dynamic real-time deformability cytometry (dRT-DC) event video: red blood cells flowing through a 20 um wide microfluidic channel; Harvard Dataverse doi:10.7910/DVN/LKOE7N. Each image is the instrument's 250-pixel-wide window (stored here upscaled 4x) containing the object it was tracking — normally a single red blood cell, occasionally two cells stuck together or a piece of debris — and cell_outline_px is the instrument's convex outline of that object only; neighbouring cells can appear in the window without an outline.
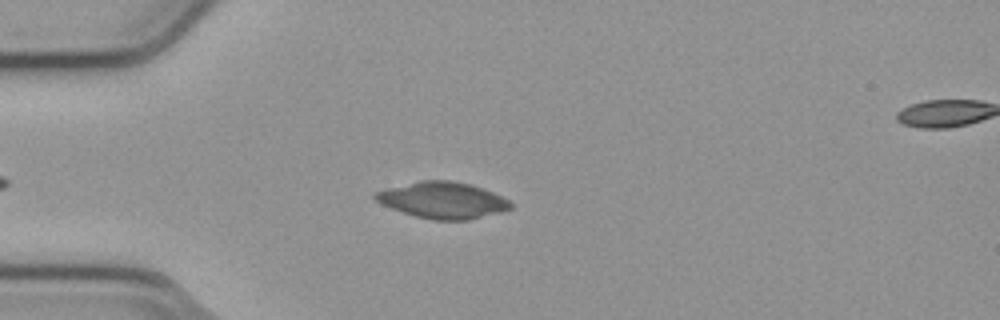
{"species": "common noctule bat (a hibernating species)", "species_latin": "Nyctalus noctula", "temperature_condition": "cold", "stored_images_in_passage": 42, "camera_frame_rate_fps": 3000, "um_per_image_px": 0.085, "animal": {"sex": "male", "body_mass_g": 23.1, "forearm_length_mm": 52.7}, "frame": {"image": 1, "passage_image": 10, "time_ms": 3.0, "image_size_px": [1000, 320], "cell_outline_px": [[512, 208], [500, 212], [468, 220], [432, 220], [416, 216], [380, 204], [372, 196], [372, 192], [420, 180], [452, 180], [468, 184], [492, 192], [508, 200], [512, 204]], "centroid_in_image_um": [37.59, 17.01], "position_along_channel_um": 47.4, "area_um2": 28.5}}
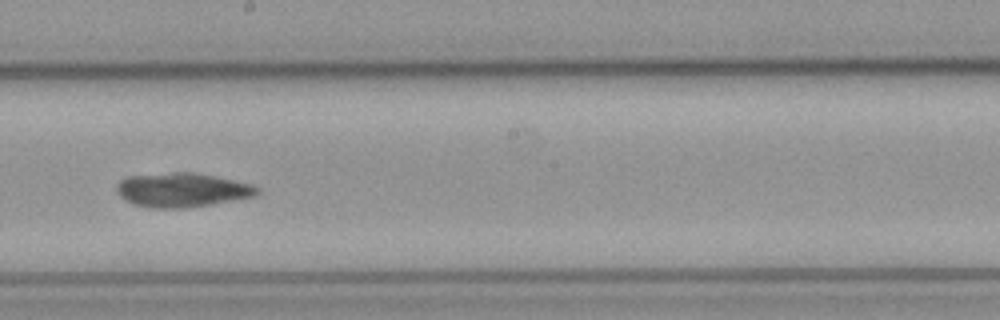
{"frame": {"image": 2, "passage_image": 26, "time_ms": 8.333, "image_size_px": [1000, 320], "cell_outline_px": [[260, 192], [256, 196], [212, 204], [180, 208], [152, 208], [136, 204], [124, 200], [120, 196], [116, 188], [120, 180], [128, 176], [172, 172], [196, 172], [216, 176], [252, 184], [260, 188]], "centroid_in_image_um": [15.51, 16.14], "position_along_channel_um": 232.7, "area_um2": 28.03}}
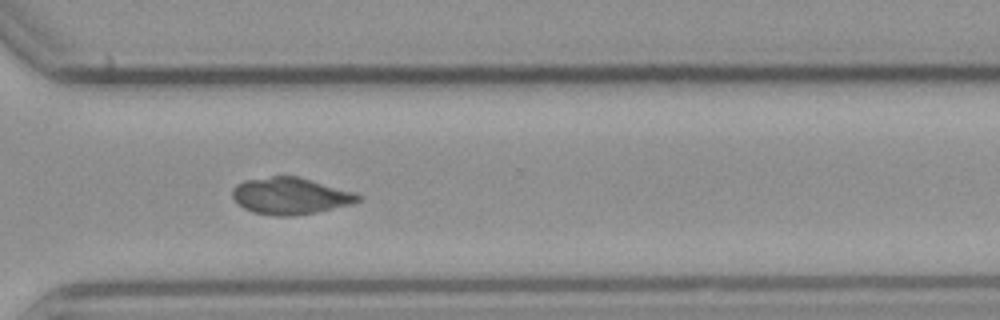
{"frame": {"image": 3, "passage_image": 35, "time_ms": 11.333, "image_size_px": [1000, 320], "cell_outline_px": [[360, 200], [352, 204], [316, 212], [296, 216], [276, 216], [252, 212], [244, 208], [232, 196], [232, 188], [236, 184], [244, 180], [272, 176], [296, 176], [352, 192], [360, 196]], "centroid_in_image_um": [24.63, 16.66], "position_along_channel_um": 346.0, "area_um2": 26.59}, "authors_computed_cell_mechanics": {"area_um2": 27.4839, "velocity_mm_per_s": 3.7828, "shape_relaxation_time_tau1_ms": 10.6885, "shape_relaxation_time_tau2_ms": 2.6473, "deformation_change_tau1": 0.3216, "deformation_change_tau2": 0.064}}